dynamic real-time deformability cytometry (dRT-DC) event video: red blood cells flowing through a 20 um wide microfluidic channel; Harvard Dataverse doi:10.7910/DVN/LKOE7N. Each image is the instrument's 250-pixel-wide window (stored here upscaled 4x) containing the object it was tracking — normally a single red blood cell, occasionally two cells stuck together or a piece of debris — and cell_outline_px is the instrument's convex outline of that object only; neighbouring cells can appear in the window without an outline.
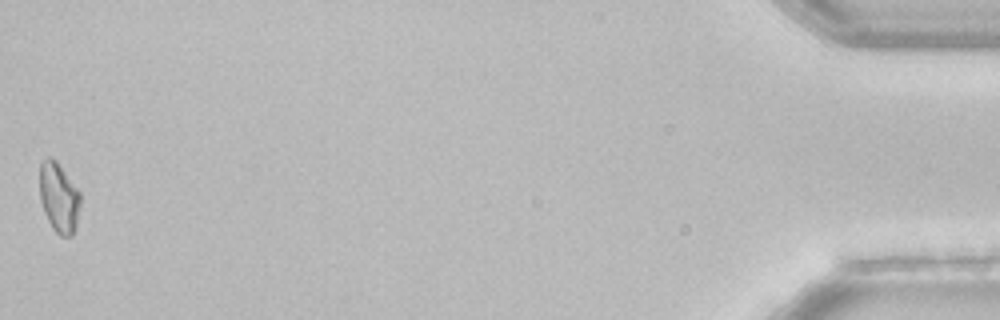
{"species": "common noctule bat (a hibernating species)", "species_latin": "Nyctalus noctula", "temperature_condition": "room temperature", "stored_images_in_passage": 38, "camera_frame_rate_fps": 3000, "um_per_image_px": 0.085, "animal": {"sex": "female", "body_mass_g": 22.7, "forearm_length_mm": 54.2}, "frame": {"image": 1, "passage_image": 38, "time_ms": 12.333, "image_size_px": [1000, 320], "cell_outline_px": [[80, 208], [76, 224], [72, 236], [60, 236], [52, 228], [44, 212], [40, 200], [40, 164], [48, 156], [56, 160], [80, 192]], "centroid_in_image_um": [5.0, 16.8], "position_along_channel_um": 430.2, "area_um2": 16.53}, "authors_computed_cell_mechanics": {"area_um2": 16.9643, "velocity_mm_per_s": 3.8702, "shape_relaxation_time_tau1_ms": 2.57, "shape_relaxation_time_tau2_ms": null, "deformation_change_tau1": 0.0804, "deformation_change_tau2": null}}